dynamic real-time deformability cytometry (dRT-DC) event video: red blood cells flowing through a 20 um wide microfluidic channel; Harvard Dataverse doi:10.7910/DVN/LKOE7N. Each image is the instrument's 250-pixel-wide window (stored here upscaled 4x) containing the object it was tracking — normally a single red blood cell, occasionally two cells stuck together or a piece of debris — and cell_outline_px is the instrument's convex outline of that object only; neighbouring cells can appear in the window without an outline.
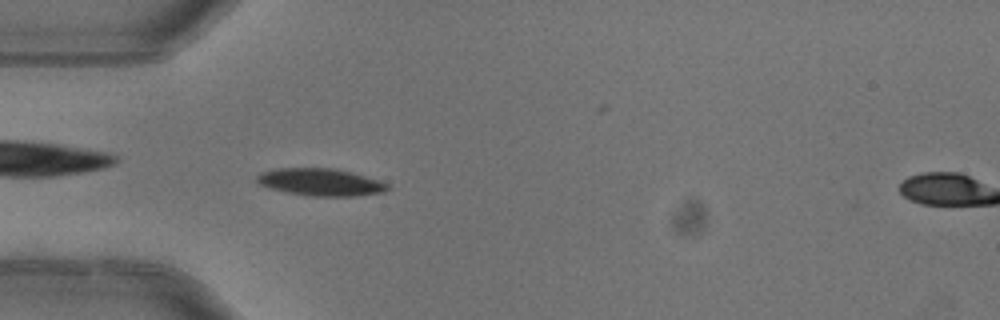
{"species": "common noctule bat (a hibernating species)", "species_latin": "Nyctalus noctula", "temperature_condition": "warm", "stored_images_in_passage": 6, "segment_of_instrument_passage": [1, 2], "camera_frame_rate_fps": 3000, "um_per_image_px": 0.085, "animal": {"sex": "female"}, "frame": {"image": 1, "passage_image": 5, "time_ms": 1.333, "image_size_px": [1000, 320], "cell_outline_px": [[392, 188], [384, 192], [356, 196], [312, 196], [284, 192], [268, 188], [260, 184], [256, 180], [256, 176], [260, 172], [276, 168], [332, 168], [352, 172], [380, 180], [388, 184]], "centroid_in_image_um": [27.25, 15.48], "position_along_channel_um": 57.7, "area_um2": 21.04}}